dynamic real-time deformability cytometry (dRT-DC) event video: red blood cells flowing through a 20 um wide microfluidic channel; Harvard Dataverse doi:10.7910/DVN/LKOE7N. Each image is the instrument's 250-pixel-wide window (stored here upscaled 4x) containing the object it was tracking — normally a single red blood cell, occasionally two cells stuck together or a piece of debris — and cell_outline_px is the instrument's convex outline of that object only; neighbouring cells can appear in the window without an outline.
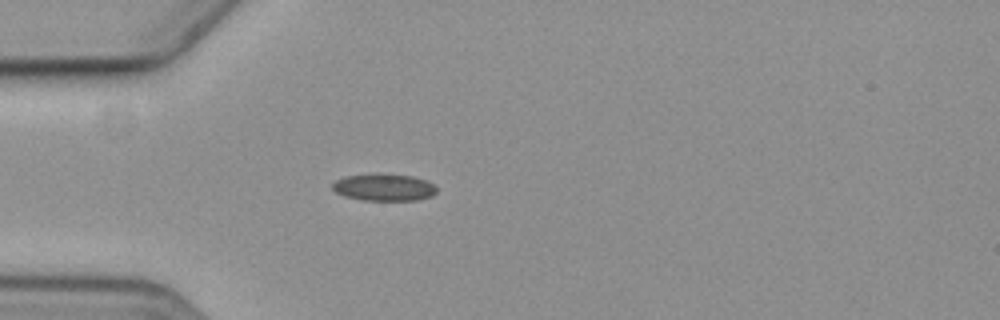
{"species": "common noctule bat (a hibernating species)", "species_latin": "Nyctalus noctula", "temperature_condition": "cold", "stored_images_in_passage": 3, "camera_frame_rate_fps": 3000, "um_per_image_px": 0.085, "animal": {"sex": "female", "body_mass_g": 19.3, "forearm_length_mm": 54.1}, "frame": {"image": 1, "passage_image": 2, "time_ms": 1.333, "image_size_px": [1000, 320], "cell_outline_px": [[436, 192], [432, 196], [416, 200], [364, 200], [344, 196], [336, 192], [332, 188], [332, 184], [336, 180], [344, 176], [380, 172], [412, 176], [424, 180], [432, 184], [436, 188]], "centroid_in_image_um": [32.61, 15.9], "position_along_channel_um": 52.4, "area_um2": 16.59}}